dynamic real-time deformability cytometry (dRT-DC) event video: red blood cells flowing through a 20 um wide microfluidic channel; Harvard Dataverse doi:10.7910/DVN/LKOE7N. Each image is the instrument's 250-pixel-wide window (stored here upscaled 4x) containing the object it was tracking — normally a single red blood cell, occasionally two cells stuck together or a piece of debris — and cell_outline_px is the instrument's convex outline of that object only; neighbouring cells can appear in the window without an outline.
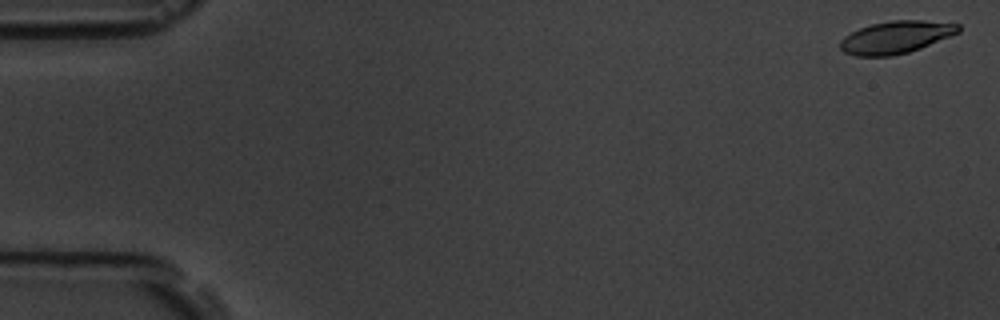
{"species": "common noctule bat (a hibernating species)", "species_latin": "Nyctalus noctula", "temperature_condition": "room temperature", "stored_images_in_passage": 6, "camera_frame_rate_fps": 3000, "um_per_image_px": 0.085, "animal": {"sex": "male", "body_mass_g": 19.5, "forearm_length_mm": 54.6}, "frame": {"image": 1, "passage_image": 1, "time_ms": 0.0, "image_size_px": [1000, 320], "cell_outline_px": [[960, 32], [920, 48], [908, 52], [892, 56], [856, 56], [844, 52], [840, 48], [840, 40], [844, 36], [860, 28], [872, 24], [892, 20], [924, 20], [960, 24]], "centroid_in_image_um": [76.15, 3.16], "position_along_channel_um": 8.9, "area_um2": 22.25}}
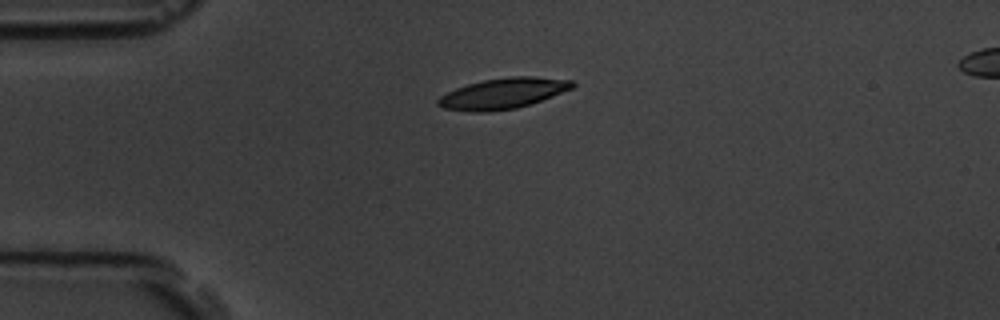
{"frame": {"image": 2, "passage_image": 4, "time_ms": 4.333, "image_size_px": [1000, 320], "cell_outline_px": [[576, 84], [572, 88], [552, 96], [516, 108], [488, 112], [472, 112], [444, 108], [436, 104], [436, 100], [440, 96], [456, 88], [468, 84], [484, 80], [508, 76], [536, 76], [572, 80]], "centroid_in_image_um": [42.74, 7.93], "position_along_channel_um": 42.3, "area_um2": 23.93}}